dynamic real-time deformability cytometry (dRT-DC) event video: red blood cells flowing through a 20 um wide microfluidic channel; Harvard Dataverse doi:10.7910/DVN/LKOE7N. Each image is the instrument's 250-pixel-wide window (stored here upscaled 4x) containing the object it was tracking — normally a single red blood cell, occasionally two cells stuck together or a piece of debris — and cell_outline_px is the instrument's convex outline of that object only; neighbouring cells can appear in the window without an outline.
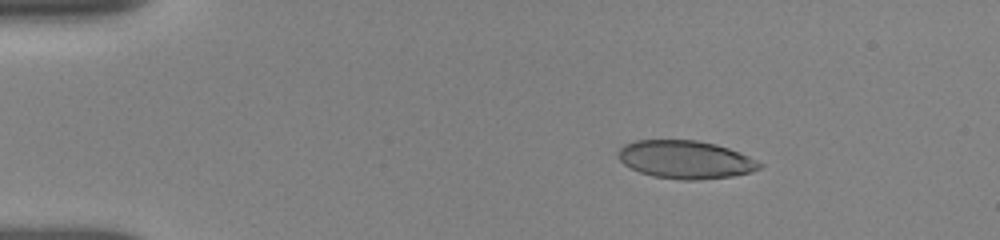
{"species": "human", "species_latin": "Homo sapiens", "temperature_condition": "room temperature", "stored_images_in_passage": 37, "camera_frame_rate_fps": 3000, "um_per_image_px": 0.085, "donor": {"sex": "female"}, "frame": {"image": 1, "passage_image": 7, "time_ms": 2.667, "image_size_px": [1000, 240], "cell_outline_px": [[764, 164], [760, 168], [752, 172], [732, 176], [700, 180], [680, 180], [652, 176], [640, 172], [624, 164], [620, 160], [616, 152], [624, 144], [636, 140], [696, 140], [716, 144], [740, 152]], "centroid_in_image_um": [58.27, 13.57], "position_along_channel_um": 26.7, "area_um2": 31.5}}
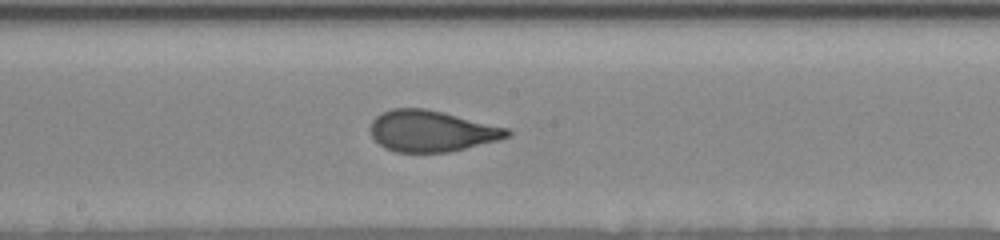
{"frame": {"image": 2, "passage_image": 19, "time_ms": 9.333, "image_size_px": [1000, 240], "cell_outline_px": [[512, 136], [500, 140], [448, 152], [396, 152], [384, 148], [372, 136], [368, 128], [372, 120], [380, 112], [392, 108], [424, 108], [444, 112], [512, 128]], "centroid_in_image_um": [36.72, 11.13], "position_along_channel_um": 211.5, "area_um2": 33.41}}
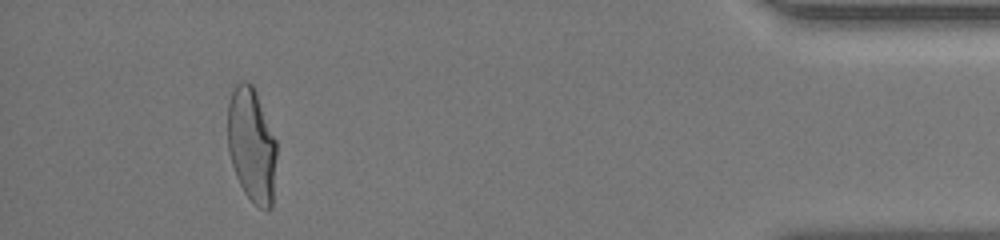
{"frame": {"image": 3, "passage_image": 33, "time_ms": 16.0, "image_size_px": [1000, 240], "cell_outline_px": [[276, 156], [272, 208], [260, 208], [244, 192], [236, 176], [228, 152], [228, 104], [232, 92], [236, 84], [240, 80], [248, 80], [252, 84], [256, 92], [276, 140]], "centroid_in_image_um": [21.38, 12.3], "position_along_channel_um": 413.8, "area_um2": 32.48}, "authors_computed_cell_mechanics": {"area_um2": 32.946, "velocity_mm_per_s": 3.8514, "shape_relaxation_time_tau1_ms": 4.1233, "shape_relaxation_time_tau2_ms": null, "deformation_change_tau1": 0.1591, "deformation_change_tau2": null}}